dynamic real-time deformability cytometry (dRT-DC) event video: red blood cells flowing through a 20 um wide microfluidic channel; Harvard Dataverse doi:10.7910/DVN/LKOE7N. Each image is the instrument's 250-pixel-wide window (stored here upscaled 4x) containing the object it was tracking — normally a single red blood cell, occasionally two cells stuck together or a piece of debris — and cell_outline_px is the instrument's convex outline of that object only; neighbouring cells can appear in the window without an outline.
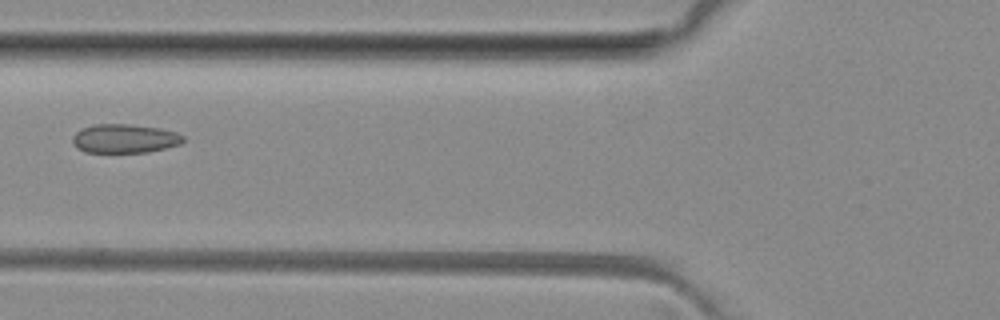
{"species": "common noctule bat (a hibernating species)", "species_latin": "Nyctalus noctula", "temperature_condition": "room temperature", "stored_images_in_passage": 4, "camera_frame_rate_fps": 3000, "um_per_image_px": 0.085, "animal": {"sex": "female", "body_mass_g": 29.2, "forearm_length_mm": 56.3}, "frame": {"image": 1, "passage_image": 4, "time_ms": 4.0, "image_size_px": [1000, 320], "cell_outline_px": [[184, 140], [180, 144], [148, 152], [84, 152], [76, 148], [72, 144], [72, 136], [76, 132], [92, 124], [128, 124], [160, 128], [176, 132], [184, 136]], "centroid_in_image_um": [10.56, 11.78], "position_along_channel_um": 115.2, "area_um2": 18.67}}